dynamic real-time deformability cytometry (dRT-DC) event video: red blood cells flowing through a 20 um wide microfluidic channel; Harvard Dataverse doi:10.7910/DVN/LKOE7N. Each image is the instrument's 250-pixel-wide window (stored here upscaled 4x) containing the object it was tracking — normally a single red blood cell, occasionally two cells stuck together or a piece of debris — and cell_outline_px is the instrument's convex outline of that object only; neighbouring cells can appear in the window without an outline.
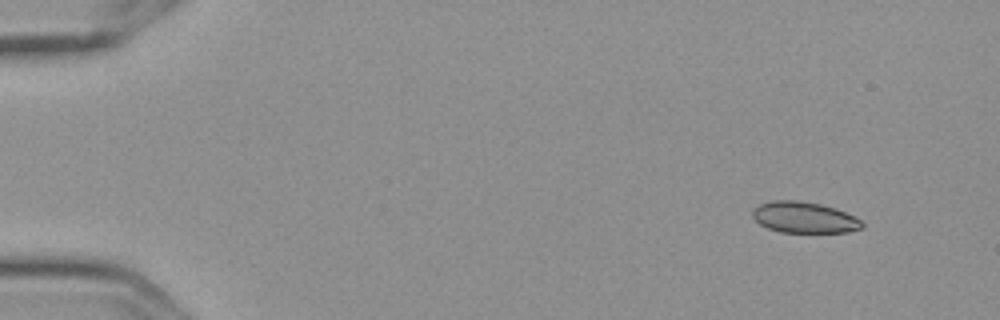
{"species": "Egyptian fruit bat (a non-hibernating species)", "species_latin": "Rousettus aegyptiacus", "temperature_condition": "cold", "stored_images_in_passage": 5, "camera_frame_rate_fps": 3000, "um_per_image_px": 0.085, "frame": {"image": 1, "passage_image": 1, "time_ms": 0.0, "image_size_px": [1000, 320], "cell_outline_px": [[864, 228], [848, 232], [780, 232], [768, 228], [760, 224], [752, 216], [752, 208], [760, 204], [772, 200], [800, 200], [820, 204], [836, 208], [860, 220], [864, 224]], "centroid_in_image_um": [68.34, 18.48], "position_along_channel_um": 16.7, "area_um2": 19.88}}
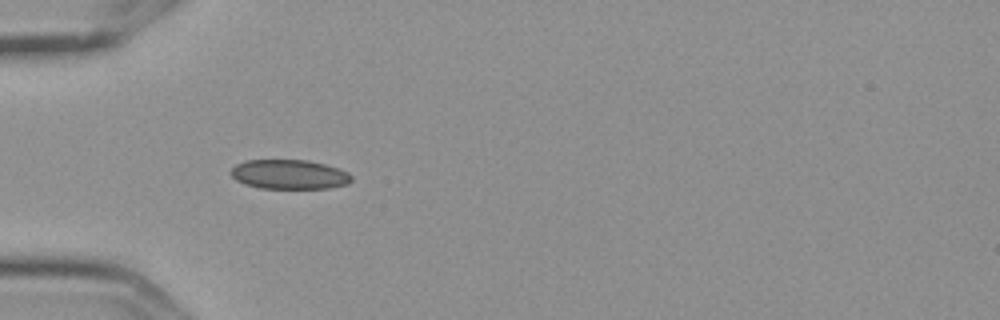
{"frame": {"image": 2, "passage_image": 4, "time_ms": 1.0, "image_size_px": [1000, 320], "cell_outline_px": [[352, 180], [348, 184], [328, 188], [260, 188], [244, 184], [236, 180], [228, 172], [236, 164], [244, 160], [308, 160], [340, 168], [348, 172], [352, 176]], "centroid_in_image_um": [24.58, 14.82], "position_along_channel_um": 60.4, "area_um2": 20.87}}
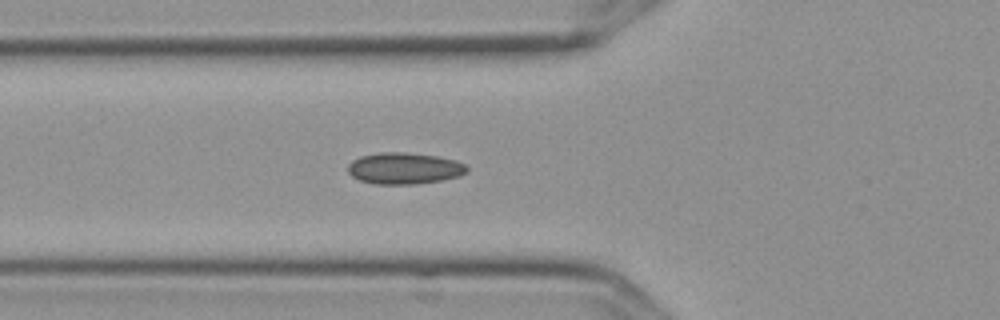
{"frame": {"image": 3, "passage_image": 5, "time_ms": 1.333, "image_size_px": [1000, 320], "cell_outline_px": [[468, 172], [460, 176], [440, 180], [416, 184], [376, 184], [360, 180], [352, 176], [348, 172], [348, 164], [352, 160], [360, 156], [380, 152], [404, 152], [436, 156], [456, 160], [464, 164], [468, 168]], "centroid_in_image_um": [34.36, 14.3], "position_along_channel_um": 91.4, "area_um2": 21.85}}